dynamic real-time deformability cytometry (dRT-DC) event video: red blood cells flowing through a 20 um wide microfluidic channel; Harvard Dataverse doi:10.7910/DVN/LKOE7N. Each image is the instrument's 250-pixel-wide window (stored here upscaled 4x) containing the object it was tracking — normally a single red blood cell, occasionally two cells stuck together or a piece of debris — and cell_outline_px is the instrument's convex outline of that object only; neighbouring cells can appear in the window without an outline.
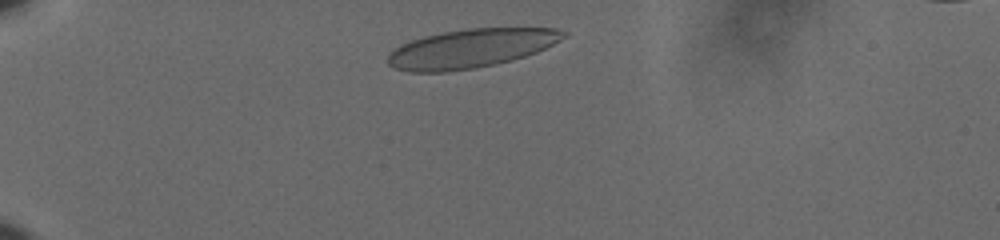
{"species": "human", "species_latin": "Homo sapiens", "temperature_condition": "cold", "stored_images_in_passage": 39, "camera_frame_rate_fps": 3000, "um_per_image_px": 0.085, "donor": {"sex": "male"}, "frame": {"image": 1, "passage_image": 4, "time_ms": 1.0, "image_size_px": [1000, 240], "cell_outline_px": [[568, 36], [536, 52], [512, 60], [496, 64], [476, 68], [444, 72], [408, 72], [396, 68], [388, 64], [388, 52], [400, 44], [424, 36], [464, 28], [556, 28], [568, 32]], "centroid_in_image_um": [40.01, 4.11], "position_along_channel_um": 45.0, "area_um2": 39.82}}
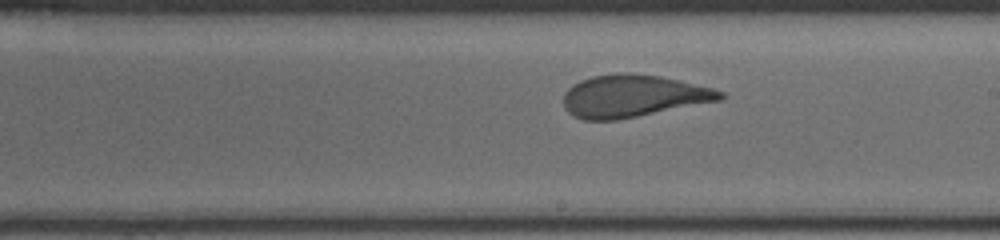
{"frame": {"image": 2, "passage_image": 24, "time_ms": 7.667, "image_size_px": [1000, 240], "cell_outline_px": [[728, 96], [720, 100], [616, 120], [584, 120], [572, 116], [564, 108], [564, 92], [572, 84], [580, 80], [592, 76], [620, 72], [628, 72], [660, 76], [712, 88], [724, 92]], "centroid_in_image_um": [53.77, 8.15], "position_along_channel_um": 235.2, "area_um2": 38.61}}
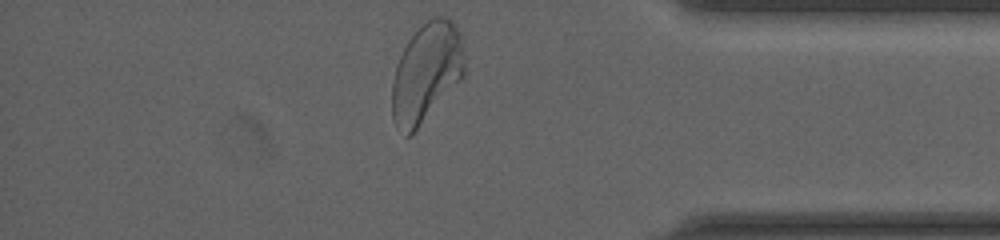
{"frame": {"image": 3, "passage_image": 39, "time_ms": 12.667, "image_size_px": [1000, 240], "cell_outline_px": [[464, 76], [412, 136], [404, 136], [396, 128], [392, 120], [392, 84], [396, 64], [408, 40], [432, 16], [440, 16], [448, 20], [460, 32], [464, 64]], "centroid_in_image_um": [36.21, 6.26], "position_along_channel_um": 399.0, "area_um2": 41.79}, "authors_computed_cell_mechanics": {"area_um2": 38.8994, "velocity_mm_per_s": 3.6051, "shape_relaxation_time_tau1_ms": 9.5617, "shape_relaxation_time_tau2_ms": null, "deformation_change_tau1": 0.2776, "deformation_change_tau2": null}}